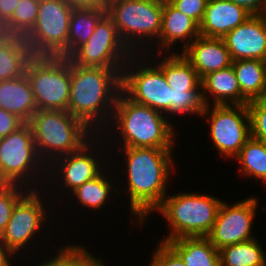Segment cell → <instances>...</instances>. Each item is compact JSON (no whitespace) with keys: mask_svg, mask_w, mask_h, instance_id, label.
<instances>
[{"mask_svg":"<svg viewBox=\"0 0 266 266\" xmlns=\"http://www.w3.org/2000/svg\"><path fill=\"white\" fill-rule=\"evenodd\" d=\"M25 122L17 115L0 108V138L17 131Z\"/></svg>","mask_w":266,"mask_h":266,"instance_id":"cell-39","label":"cell"},{"mask_svg":"<svg viewBox=\"0 0 266 266\" xmlns=\"http://www.w3.org/2000/svg\"><path fill=\"white\" fill-rule=\"evenodd\" d=\"M209 117L210 136L218 151L236 157L251 137L247 105H214Z\"/></svg>","mask_w":266,"mask_h":266,"instance_id":"cell-10","label":"cell"},{"mask_svg":"<svg viewBox=\"0 0 266 266\" xmlns=\"http://www.w3.org/2000/svg\"><path fill=\"white\" fill-rule=\"evenodd\" d=\"M201 84L206 106V91L214 98V105H241V89L232 65L207 74L201 79Z\"/></svg>","mask_w":266,"mask_h":266,"instance_id":"cell-22","label":"cell"},{"mask_svg":"<svg viewBox=\"0 0 266 266\" xmlns=\"http://www.w3.org/2000/svg\"><path fill=\"white\" fill-rule=\"evenodd\" d=\"M221 202L213 196L193 193L165 197L157 211L168 220L172 232L162 242L181 237H207Z\"/></svg>","mask_w":266,"mask_h":266,"instance_id":"cell-5","label":"cell"},{"mask_svg":"<svg viewBox=\"0 0 266 266\" xmlns=\"http://www.w3.org/2000/svg\"><path fill=\"white\" fill-rule=\"evenodd\" d=\"M18 186V184H0V236L10 220L13 207L23 196L24 192L21 191V186L19 188Z\"/></svg>","mask_w":266,"mask_h":266,"instance_id":"cell-34","label":"cell"},{"mask_svg":"<svg viewBox=\"0 0 266 266\" xmlns=\"http://www.w3.org/2000/svg\"><path fill=\"white\" fill-rule=\"evenodd\" d=\"M232 61H266V16L251 15L223 38Z\"/></svg>","mask_w":266,"mask_h":266,"instance_id":"cell-13","label":"cell"},{"mask_svg":"<svg viewBox=\"0 0 266 266\" xmlns=\"http://www.w3.org/2000/svg\"><path fill=\"white\" fill-rule=\"evenodd\" d=\"M128 66H124L127 67V73L121 74L122 93L137 104L163 114H172V88L167 84L161 68L156 64L157 67H141L128 72Z\"/></svg>","mask_w":266,"mask_h":266,"instance_id":"cell-9","label":"cell"},{"mask_svg":"<svg viewBox=\"0 0 266 266\" xmlns=\"http://www.w3.org/2000/svg\"><path fill=\"white\" fill-rule=\"evenodd\" d=\"M72 8L107 9L108 0H64Z\"/></svg>","mask_w":266,"mask_h":266,"instance_id":"cell-41","label":"cell"},{"mask_svg":"<svg viewBox=\"0 0 266 266\" xmlns=\"http://www.w3.org/2000/svg\"><path fill=\"white\" fill-rule=\"evenodd\" d=\"M90 144H84L78 151L55 158L60 164L61 174L65 187L74 191L85 182L97 177L103 170L98 161L89 154ZM87 152V153H86ZM62 158V159H61ZM61 160V161H59ZM64 161V162H63ZM101 169V170H100Z\"/></svg>","mask_w":266,"mask_h":266,"instance_id":"cell-19","label":"cell"},{"mask_svg":"<svg viewBox=\"0 0 266 266\" xmlns=\"http://www.w3.org/2000/svg\"><path fill=\"white\" fill-rule=\"evenodd\" d=\"M0 108L17 115L25 123L38 110L26 74L0 81Z\"/></svg>","mask_w":266,"mask_h":266,"instance_id":"cell-18","label":"cell"},{"mask_svg":"<svg viewBox=\"0 0 266 266\" xmlns=\"http://www.w3.org/2000/svg\"><path fill=\"white\" fill-rule=\"evenodd\" d=\"M176 10L193 19L200 25L208 0H167Z\"/></svg>","mask_w":266,"mask_h":266,"instance_id":"cell-36","label":"cell"},{"mask_svg":"<svg viewBox=\"0 0 266 266\" xmlns=\"http://www.w3.org/2000/svg\"><path fill=\"white\" fill-rule=\"evenodd\" d=\"M255 239L219 249L220 266H266V254Z\"/></svg>","mask_w":266,"mask_h":266,"instance_id":"cell-25","label":"cell"},{"mask_svg":"<svg viewBox=\"0 0 266 266\" xmlns=\"http://www.w3.org/2000/svg\"><path fill=\"white\" fill-rule=\"evenodd\" d=\"M251 15L245 8L230 0H208L199 25L200 35L223 38Z\"/></svg>","mask_w":266,"mask_h":266,"instance_id":"cell-17","label":"cell"},{"mask_svg":"<svg viewBox=\"0 0 266 266\" xmlns=\"http://www.w3.org/2000/svg\"><path fill=\"white\" fill-rule=\"evenodd\" d=\"M39 266H79V246H66L59 249L55 258L42 262Z\"/></svg>","mask_w":266,"mask_h":266,"instance_id":"cell-38","label":"cell"},{"mask_svg":"<svg viewBox=\"0 0 266 266\" xmlns=\"http://www.w3.org/2000/svg\"><path fill=\"white\" fill-rule=\"evenodd\" d=\"M113 110L124 147L172 149L174 129L161 112L133 102L122 92Z\"/></svg>","mask_w":266,"mask_h":266,"instance_id":"cell-3","label":"cell"},{"mask_svg":"<svg viewBox=\"0 0 266 266\" xmlns=\"http://www.w3.org/2000/svg\"><path fill=\"white\" fill-rule=\"evenodd\" d=\"M79 266H104L102 261L93 257L86 249L79 246Z\"/></svg>","mask_w":266,"mask_h":266,"instance_id":"cell-43","label":"cell"},{"mask_svg":"<svg viewBox=\"0 0 266 266\" xmlns=\"http://www.w3.org/2000/svg\"><path fill=\"white\" fill-rule=\"evenodd\" d=\"M170 56V57H169ZM158 66L161 68L170 88L179 91L202 89L201 79L193 69L191 63L180 54H171L160 61Z\"/></svg>","mask_w":266,"mask_h":266,"instance_id":"cell-24","label":"cell"},{"mask_svg":"<svg viewBox=\"0 0 266 266\" xmlns=\"http://www.w3.org/2000/svg\"><path fill=\"white\" fill-rule=\"evenodd\" d=\"M245 8L252 15H263L266 12V0H230Z\"/></svg>","mask_w":266,"mask_h":266,"instance_id":"cell-40","label":"cell"},{"mask_svg":"<svg viewBox=\"0 0 266 266\" xmlns=\"http://www.w3.org/2000/svg\"><path fill=\"white\" fill-rule=\"evenodd\" d=\"M182 55L191 63L200 79L232 64L222 38L199 35L183 50Z\"/></svg>","mask_w":266,"mask_h":266,"instance_id":"cell-16","label":"cell"},{"mask_svg":"<svg viewBox=\"0 0 266 266\" xmlns=\"http://www.w3.org/2000/svg\"><path fill=\"white\" fill-rule=\"evenodd\" d=\"M24 74L23 44L20 36L0 37V81Z\"/></svg>","mask_w":266,"mask_h":266,"instance_id":"cell-26","label":"cell"},{"mask_svg":"<svg viewBox=\"0 0 266 266\" xmlns=\"http://www.w3.org/2000/svg\"><path fill=\"white\" fill-rule=\"evenodd\" d=\"M5 34L4 33V29H3V25L0 23V37Z\"/></svg>","mask_w":266,"mask_h":266,"instance_id":"cell-45","label":"cell"},{"mask_svg":"<svg viewBox=\"0 0 266 266\" xmlns=\"http://www.w3.org/2000/svg\"><path fill=\"white\" fill-rule=\"evenodd\" d=\"M163 6L164 0H108L106 14L124 44L134 48L137 36L159 39Z\"/></svg>","mask_w":266,"mask_h":266,"instance_id":"cell-6","label":"cell"},{"mask_svg":"<svg viewBox=\"0 0 266 266\" xmlns=\"http://www.w3.org/2000/svg\"><path fill=\"white\" fill-rule=\"evenodd\" d=\"M30 83L38 110L67 111L71 78L55 70L24 73Z\"/></svg>","mask_w":266,"mask_h":266,"instance_id":"cell-14","label":"cell"},{"mask_svg":"<svg viewBox=\"0 0 266 266\" xmlns=\"http://www.w3.org/2000/svg\"><path fill=\"white\" fill-rule=\"evenodd\" d=\"M200 91L201 89L185 92L172 89V114L195 113L207 116L210 108L205 105Z\"/></svg>","mask_w":266,"mask_h":266,"instance_id":"cell-33","label":"cell"},{"mask_svg":"<svg viewBox=\"0 0 266 266\" xmlns=\"http://www.w3.org/2000/svg\"><path fill=\"white\" fill-rule=\"evenodd\" d=\"M236 157L241 174L266 181V142L250 137Z\"/></svg>","mask_w":266,"mask_h":266,"instance_id":"cell-28","label":"cell"},{"mask_svg":"<svg viewBox=\"0 0 266 266\" xmlns=\"http://www.w3.org/2000/svg\"><path fill=\"white\" fill-rule=\"evenodd\" d=\"M251 137L266 142V97L247 104Z\"/></svg>","mask_w":266,"mask_h":266,"instance_id":"cell-35","label":"cell"},{"mask_svg":"<svg viewBox=\"0 0 266 266\" xmlns=\"http://www.w3.org/2000/svg\"><path fill=\"white\" fill-rule=\"evenodd\" d=\"M80 45L64 41L56 45L53 58V70L62 73L67 77H74L79 69L80 64Z\"/></svg>","mask_w":266,"mask_h":266,"instance_id":"cell-32","label":"cell"},{"mask_svg":"<svg viewBox=\"0 0 266 266\" xmlns=\"http://www.w3.org/2000/svg\"><path fill=\"white\" fill-rule=\"evenodd\" d=\"M39 159L31 128L27 123L0 138V184H23L27 177H32L30 174L34 175L33 170H38L35 167L40 164Z\"/></svg>","mask_w":266,"mask_h":266,"instance_id":"cell-7","label":"cell"},{"mask_svg":"<svg viewBox=\"0 0 266 266\" xmlns=\"http://www.w3.org/2000/svg\"><path fill=\"white\" fill-rule=\"evenodd\" d=\"M27 124L31 128L40 161L44 160L42 156H47L49 160L53 158V161L54 157L78 151L87 143L88 134L92 131L78 117L60 110H37Z\"/></svg>","mask_w":266,"mask_h":266,"instance_id":"cell-4","label":"cell"},{"mask_svg":"<svg viewBox=\"0 0 266 266\" xmlns=\"http://www.w3.org/2000/svg\"><path fill=\"white\" fill-rule=\"evenodd\" d=\"M130 49L121 40L113 20L105 14L89 39L80 45V64L81 67L124 69L125 73L123 64H128L127 57L134 55Z\"/></svg>","mask_w":266,"mask_h":266,"instance_id":"cell-8","label":"cell"},{"mask_svg":"<svg viewBox=\"0 0 266 266\" xmlns=\"http://www.w3.org/2000/svg\"><path fill=\"white\" fill-rule=\"evenodd\" d=\"M104 173L85 182L82 186L76 188L73 192L83 206L100 209L112 190V183L104 178Z\"/></svg>","mask_w":266,"mask_h":266,"instance_id":"cell-31","label":"cell"},{"mask_svg":"<svg viewBox=\"0 0 266 266\" xmlns=\"http://www.w3.org/2000/svg\"><path fill=\"white\" fill-rule=\"evenodd\" d=\"M21 0H0V23L4 25L13 15Z\"/></svg>","mask_w":266,"mask_h":266,"instance_id":"cell-42","label":"cell"},{"mask_svg":"<svg viewBox=\"0 0 266 266\" xmlns=\"http://www.w3.org/2000/svg\"><path fill=\"white\" fill-rule=\"evenodd\" d=\"M123 150L127 156L131 212L142 223L166 197L172 149L124 147Z\"/></svg>","mask_w":266,"mask_h":266,"instance_id":"cell-1","label":"cell"},{"mask_svg":"<svg viewBox=\"0 0 266 266\" xmlns=\"http://www.w3.org/2000/svg\"><path fill=\"white\" fill-rule=\"evenodd\" d=\"M40 0H21L12 17L3 25L4 33L14 36L27 35L34 27Z\"/></svg>","mask_w":266,"mask_h":266,"instance_id":"cell-30","label":"cell"},{"mask_svg":"<svg viewBox=\"0 0 266 266\" xmlns=\"http://www.w3.org/2000/svg\"><path fill=\"white\" fill-rule=\"evenodd\" d=\"M221 202L213 228L207 238L219 250L228 245L254 239L251 228L257 208V199L246 198L235 205Z\"/></svg>","mask_w":266,"mask_h":266,"instance_id":"cell-11","label":"cell"},{"mask_svg":"<svg viewBox=\"0 0 266 266\" xmlns=\"http://www.w3.org/2000/svg\"><path fill=\"white\" fill-rule=\"evenodd\" d=\"M123 70L81 67L78 73L71 77L67 111L81 119L88 127L90 126V129L93 126L92 130L94 126H97L95 122L98 120L102 122L99 119V117L102 119L101 113H104L103 116L106 113L113 116L114 112L111 110L115 107L118 96L122 92Z\"/></svg>","mask_w":266,"mask_h":266,"instance_id":"cell-2","label":"cell"},{"mask_svg":"<svg viewBox=\"0 0 266 266\" xmlns=\"http://www.w3.org/2000/svg\"><path fill=\"white\" fill-rule=\"evenodd\" d=\"M29 192L27 191V195L24 193L16 202L5 231L0 236L1 242L13 253L25 247L29 239L40 229L46 220L45 217L47 218L38 192Z\"/></svg>","mask_w":266,"mask_h":266,"instance_id":"cell-12","label":"cell"},{"mask_svg":"<svg viewBox=\"0 0 266 266\" xmlns=\"http://www.w3.org/2000/svg\"><path fill=\"white\" fill-rule=\"evenodd\" d=\"M72 9L64 0H40L36 23L27 36L55 45L67 41Z\"/></svg>","mask_w":266,"mask_h":266,"instance_id":"cell-15","label":"cell"},{"mask_svg":"<svg viewBox=\"0 0 266 266\" xmlns=\"http://www.w3.org/2000/svg\"><path fill=\"white\" fill-rule=\"evenodd\" d=\"M165 243L187 266H220L219 250L207 237H181Z\"/></svg>","mask_w":266,"mask_h":266,"instance_id":"cell-23","label":"cell"},{"mask_svg":"<svg viewBox=\"0 0 266 266\" xmlns=\"http://www.w3.org/2000/svg\"><path fill=\"white\" fill-rule=\"evenodd\" d=\"M106 14V9L73 8L67 40L84 44L93 34L96 24Z\"/></svg>","mask_w":266,"mask_h":266,"instance_id":"cell-29","label":"cell"},{"mask_svg":"<svg viewBox=\"0 0 266 266\" xmlns=\"http://www.w3.org/2000/svg\"><path fill=\"white\" fill-rule=\"evenodd\" d=\"M12 254L14 255L0 240V266H10L8 257Z\"/></svg>","mask_w":266,"mask_h":266,"instance_id":"cell-44","label":"cell"},{"mask_svg":"<svg viewBox=\"0 0 266 266\" xmlns=\"http://www.w3.org/2000/svg\"><path fill=\"white\" fill-rule=\"evenodd\" d=\"M150 266H187L184 261L166 244L161 242Z\"/></svg>","mask_w":266,"mask_h":266,"instance_id":"cell-37","label":"cell"},{"mask_svg":"<svg viewBox=\"0 0 266 266\" xmlns=\"http://www.w3.org/2000/svg\"><path fill=\"white\" fill-rule=\"evenodd\" d=\"M23 44L24 73L53 69V58L56 45L40 41L27 35L21 36Z\"/></svg>","mask_w":266,"mask_h":266,"instance_id":"cell-27","label":"cell"},{"mask_svg":"<svg viewBox=\"0 0 266 266\" xmlns=\"http://www.w3.org/2000/svg\"><path fill=\"white\" fill-rule=\"evenodd\" d=\"M199 35V25L190 17L176 10L167 0H164L159 35V42L163 45L162 47L169 49L174 42L188 40L186 38L189 37L191 42L187 41L184 44L183 49H185Z\"/></svg>","mask_w":266,"mask_h":266,"instance_id":"cell-21","label":"cell"},{"mask_svg":"<svg viewBox=\"0 0 266 266\" xmlns=\"http://www.w3.org/2000/svg\"><path fill=\"white\" fill-rule=\"evenodd\" d=\"M231 65L241 89V105L266 97V61L242 59Z\"/></svg>","mask_w":266,"mask_h":266,"instance_id":"cell-20","label":"cell"}]
</instances>
